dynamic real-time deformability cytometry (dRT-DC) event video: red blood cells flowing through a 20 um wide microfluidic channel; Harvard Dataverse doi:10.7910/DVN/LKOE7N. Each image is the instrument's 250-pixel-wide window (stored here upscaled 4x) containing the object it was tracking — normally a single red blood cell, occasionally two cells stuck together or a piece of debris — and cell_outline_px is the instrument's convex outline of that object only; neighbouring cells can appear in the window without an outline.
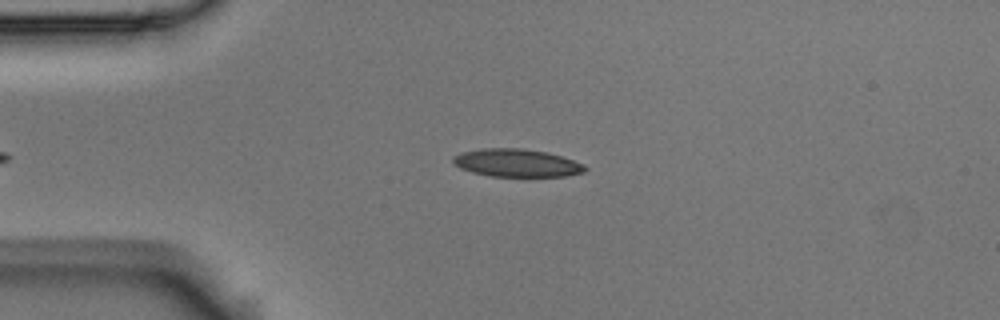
{"species": "Egyptian fruit bat (a non-hibernating species)", "species_latin": "Rousettus aegyptiacus", "temperature_condition": "room temperature", "stored_images_in_passage": 3, "camera_frame_rate_fps": 3000, "um_per_image_px": 0.085, "animal": {"sex": "male"}, "frame": {"image": 1, "passage_image": 2, "time_ms": 0.333, "image_size_px": [1000, 320], "cell_outline_px": [[588, 168], [584, 172], [564, 176], [492, 176], [472, 172], [460, 168], [452, 164], [452, 156], [460, 152], [480, 148], [520, 148], [548, 152], [584, 164]], "centroid_in_image_um": [43.87, 13.84], "position_along_channel_um": 41.1, "area_um2": 21.5}}